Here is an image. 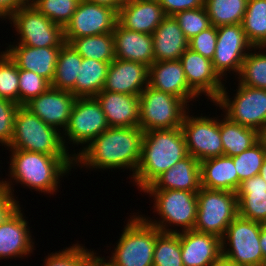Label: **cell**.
Wrapping results in <instances>:
<instances>
[{"instance_id":"obj_56","label":"cell","mask_w":266,"mask_h":266,"mask_svg":"<svg viewBox=\"0 0 266 266\" xmlns=\"http://www.w3.org/2000/svg\"><path fill=\"white\" fill-rule=\"evenodd\" d=\"M25 3H30L32 0H23Z\"/></svg>"},{"instance_id":"obj_40","label":"cell","mask_w":266,"mask_h":266,"mask_svg":"<svg viewBox=\"0 0 266 266\" xmlns=\"http://www.w3.org/2000/svg\"><path fill=\"white\" fill-rule=\"evenodd\" d=\"M0 98L19 104L18 67L4 51L0 53Z\"/></svg>"},{"instance_id":"obj_44","label":"cell","mask_w":266,"mask_h":266,"mask_svg":"<svg viewBox=\"0 0 266 266\" xmlns=\"http://www.w3.org/2000/svg\"><path fill=\"white\" fill-rule=\"evenodd\" d=\"M20 105L14 101L0 98V144L8 147L14 131V119Z\"/></svg>"},{"instance_id":"obj_17","label":"cell","mask_w":266,"mask_h":266,"mask_svg":"<svg viewBox=\"0 0 266 266\" xmlns=\"http://www.w3.org/2000/svg\"><path fill=\"white\" fill-rule=\"evenodd\" d=\"M75 100L76 97L70 91L50 86L44 93L28 102L25 107L49 126L57 130H61L62 127L64 131Z\"/></svg>"},{"instance_id":"obj_6","label":"cell","mask_w":266,"mask_h":266,"mask_svg":"<svg viewBox=\"0 0 266 266\" xmlns=\"http://www.w3.org/2000/svg\"><path fill=\"white\" fill-rule=\"evenodd\" d=\"M153 196L154 209L162 220H148L149 224L162 232L178 233L179 230L168 229L171 224L182 227V232L193 230L197 219V192L185 190H142ZM169 224V225H168ZM168 225V226H167Z\"/></svg>"},{"instance_id":"obj_45","label":"cell","mask_w":266,"mask_h":266,"mask_svg":"<svg viewBox=\"0 0 266 266\" xmlns=\"http://www.w3.org/2000/svg\"><path fill=\"white\" fill-rule=\"evenodd\" d=\"M217 43V27L211 26L189 40V48L212 60Z\"/></svg>"},{"instance_id":"obj_26","label":"cell","mask_w":266,"mask_h":266,"mask_svg":"<svg viewBox=\"0 0 266 266\" xmlns=\"http://www.w3.org/2000/svg\"><path fill=\"white\" fill-rule=\"evenodd\" d=\"M112 33L116 59L139 62L148 67L155 61L151 34L127 30L119 23Z\"/></svg>"},{"instance_id":"obj_47","label":"cell","mask_w":266,"mask_h":266,"mask_svg":"<svg viewBox=\"0 0 266 266\" xmlns=\"http://www.w3.org/2000/svg\"><path fill=\"white\" fill-rule=\"evenodd\" d=\"M14 198L7 190L0 191V223L17 205H20Z\"/></svg>"},{"instance_id":"obj_42","label":"cell","mask_w":266,"mask_h":266,"mask_svg":"<svg viewBox=\"0 0 266 266\" xmlns=\"http://www.w3.org/2000/svg\"><path fill=\"white\" fill-rule=\"evenodd\" d=\"M19 75V105L25 106L33 98L44 93L51 83L42 76L18 68Z\"/></svg>"},{"instance_id":"obj_34","label":"cell","mask_w":266,"mask_h":266,"mask_svg":"<svg viewBox=\"0 0 266 266\" xmlns=\"http://www.w3.org/2000/svg\"><path fill=\"white\" fill-rule=\"evenodd\" d=\"M70 44L82 58H91L102 62L115 59L113 33L74 38Z\"/></svg>"},{"instance_id":"obj_24","label":"cell","mask_w":266,"mask_h":266,"mask_svg":"<svg viewBox=\"0 0 266 266\" xmlns=\"http://www.w3.org/2000/svg\"><path fill=\"white\" fill-rule=\"evenodd\" d=\"M201 186L200 162L188 155L159 175L143 190H185L198 192Z\"/></svg>"},{"instance_id":"obj_51","label":"cell","mask_w":266,"mask_h":266,"mask_svg":"<svg viewBox=\"0 0 266 266\" xmlns=\"http://www.w3.org/2000/svg\"><path fill=\"white\" fill-rule=\"evenodd\" d=\"M260 247L264 257V266H266V224H262L260 233Z\"/></svg>"},{"instance_id":"obj_30","label":"cell","mask_w":266,"mask_h":266,"mask_svg":"<svg viewBox=\"0 0 266 266\" xmlns=\"http://www.w3.org/2000/svg\"><path fill=\"white\" fill-rule=\"evenodd\" d=\"M220 120V135L223 155L233 157L246 151L260 140V133L255 129L242 126L224 116Z\"/></svg>"},{"instance_id":"obj_37","label":"cell","mask_w":266,"mask_h":266,"mask_svg":"<svg viewBox=\"0 0 266 266\" xmlns=\"http://www.w3.org/2000/svg\"><path fill=\"white\" fill-rule=\"evenodd\" d=\"M232 158L238 174L239 189L241 182L259 175L261 166L266 158L265 146L263 142L259 140L252 147Z\"/></svg>"},{"instance_id":"obj_18","label":"cell","mask_w":266,"mask_h":266,"mask_svg":"<svg viewBox=\"0 0 266 266\" xmlns=\"http://www.w3.org/2000/svg\"><path fill=\"white\" fill-rule=\"evenodd\" d=\"M21 211L17 205L0 223V260L23 257L34 250L28 222Z\"/></svg>"},{"instance_id":"obj_46","label":"cell","mask_w":266,"mask_h":266,"mask_svg":"<svg viewBox=\"0 0 266 266\" xmlns=\"http://www.w3.org/2000/svg\"><path fill=\"white\" fill-rule=\"evenodd\" d=\"M166 16H174L176 13L201 8L205 0H158Z\"/></svg>"},{"instance_id":"obj_29","label":"cell","mask_w":266,"mask_h":266,"mask_svg":"<svg viewBox=\"0 0 266 266\" xmlns=\"http://www.w3.org/2000/svg\"><path fill=\"white\" fill-rule=\"evenodd\" d=\"M200 169L202 188L237 192L238 174L232 157L222 155L203 160Z\"/></svg>"},{"instance_id":"obj_27","label":"cell","mask_w":266,"mask_h":266,"mask_svg":"<svg viewBox=\"0 0 266 266\" xmlns=\"http://www.w3.org/2000/svg\"><path fill=\"white\" fill-rule=\"evenodd\" d=\"M155 61L180 60L189 48V40L183 34L173 16H166L152 34Z\"/></svg>"},{"instance_id":"obj_4","label":"cell","mask_w":266,"mask_h":266,"mask_svg":"<svg viewBox=\"0 0 266 266\" xmlns=\"http://www.w3.org/2000/svg\"><path fill=\"white\" fill-rule=\"evenodd\" d=\"M60 131L49 126L25 106H19L8 148L47 155H69Z\"/></svg>"},{"instance_id":"obj_13","label":"cell","mask_w":266,"mask_h":266,"mask_svg":"<svg viewBox=\"0 0 266 266\" xmlns=\"http://www.w3.org/2000/svg\"><path fill=\"white\" fill-rule=\"evenodd\" d=\"M252 48V49H251ZM251 49V50H249ZM257 50L246 37L242 24H230L217 27V43L212 64L222 79L226 72L240 74L244 58L249 51Z\"/></svg>"},{"instance_id":"obj_5","label":"cell","mask_w":266,"mask_h":266,"mask_svg":"<svg viewBox=\"0 0 266 266\" xmlns=\"http://www.w3.org/2000/svg\"><path fill=\"white\" fill-rule=\"evenodd\" d=\"M160 232L142 215L131 216L109 261L115 266H153L155 241Z\"/></svg>"},{"instance_id":"obj_41","label":"cell","mask_w":266,"mask_h":266,"mask_svg":"<svg viewBox=\"0 0 266 266\" xmlns=\"http://www.w3.org/2000/svg\"><path fill=\"white\" fill-rule=\"evenodd\" d=\"M173 17L188 40L212 26L205 6L178 12Z\"/></svg>"},{"instance_id":"obj_39","label":"cell","mask_w":266,"mask_h":266,"mask_svg":"<svg viewBox=\"0 0 266 266\" xmlns=\"http://www.w3.org/2000/svg\"><path fill=\"white\" fill-rule=\"evenodd\" d=\"M81 0H32L40 13L63 28L70 21Z\"/></svg>"},{"instance_id":"obj_22","label":"cell","mask_w":266,"mask_h":266,"mask_svg":"<svg viewBox=\"0 0 266 266\" xmlns=\"http://www.w3.org/2000/svg\"><path fill=\"white\" fill-rule=\"evenodd\" d=\"M165 17L158 0H128L118 12V23L127 30L152 35Z\"/></svg>"},{"instance_id":"obj_25","label":"cell","mask_w":266,"mask_h":266,"mask_svg":"<svg viewBox=\"0 0 266 266\" xmlns=\"http://www.w3.org/2000/svg\"><path fill=\"white\" fill-rule=\"evenodd\" d=\"M95 97L110 127H139V96L102 90Z\"/></svg>"},{"instance_id":"obj_2","label":"cell","mask_w":266,"mask_h":266,"mask_svg":"<svg viewBox=\"0 0 266 266\" xmlns=\"http://www.w3.org/2000/svg\"><path fill=\"white\" fill-rule=\"evenodd\" d=\"M188 156L181 127L144 132L141 157L133 177L134 183L145 189L159 175Z\"/></svg>"},{"instance_id":"obj_43","label":"cell","mask_w":266,"mask_h":266,"mask_svg":"<svg viewBox=\"0 0 266 266\" xmlns=\"http://www.w3.org/2000/svg\"><path fill=\"white\" fill-rule=\"evenodd\" d=\"M91 252L77 243L62 251L51 253L44 260V266H85Z\"/></svg>"},{"instance_id":"obj_14","label":"cell","mask_w":266,"mask_h":266,"mask_svg":"<svg viewBox=\"0 0 266 266\" xmlns=\"http://www.w3.org/2000/svg\"><path fill=\"white\" fill-rule=\"evenodd\" d=\"M110 126L96 97L76 98L67 127L62 131L72 144H89Z\"/></svg>"},{"instance_id":"obj_38","label":"cell","mask_w":266,"mask_h":266,"mask_svg":"<svg viewBox=\"0 0 266 266\" xmlns=\"http://www.w3.org/2000/svg\"><path fill=\"white\" fill-rule=\"evenodd\" d=\"M238 76L240 84L266 90V53L248 52Z\"/></svg>"},{"instance_id":"obj_11","label":"cell","mask_w":266,"mask_h":266,"mask_svg":"<svg viewBox=\"0 0 266 266\" xmlns=\"http://www.w3.org/2000/svg\"><path fill=\"white\" fill-rule=\"evenodd\" d=\"M8 20L20 35L17 45L32 47H61L64 43L63 27L53 23L32 4L19 7Z\"/></svg>"},{"instance_id":"obj_20","label":"cell","mask_w":266,"mask_h":266,"mask_svg":"<svg viewBox=\"0 0 266 266\" xmlns=\"http://www.w3.org/2000/svg\"><path fill=\"white\" fill-rule=\"evenodd\" d=\"M148 85L186 103L199 97L189 87L180 60L154 61L149 67Z\"/></svg>"},{"instance_id":"obj_33","label":"cell","mask_w":266,"mask_h":266,"mask_svg":"<svg viewBox=\"0 0 266 266\" xmlns=\"http://www.w3.org/2000/svg\"><path fill=\"white\" fill-rule=\"evenodd\" d=\"M242 28L247 39L259 51L266 48V0H248Z\"/></svg>"},{"instance_id":"obj_49","label":"cell","mask_w":266,"mask_h":266,"mask_svg":"<svg viewBox=\"0 0 266 266\" xmlns=\"http://www.w3.org/2000/svg\"><path fill=\"white\" fill-rule=\"evenodd\" d=\"M84 1L108 7L112 10H115L117 13L120 11V8L124 3L123 0H84Z\"/></svg>"},{"instance_id":"obj_9","label":"cell","mask_w":266,"mask_h":266,"mask_svg":"<svg viewBox=\"0 0 266 266\" xmlns=\"http://www.w3.org/2000/svg\"><path fill=\"white\" fill-rule=\"evenodd\" d=\"M261 227L262 223L238 215L221 238L222 256L238 266H264L260 247ZM225 242L229 243L228 250Z\"/></svg>"},{"instance_id":"obj_36","label":"cell","mask_w":266,"mask_h":266,"mask_svg":"<svg viewBox=\"0 0 266 266\" xmlns=\"http://www.w3.org/2000/svg\"><path fill=\"white\" fill-rule=\"evenodd\" d=\"M153 266H184L178 233L160 232L155 241Z\"/></svg>"},{"instance_id":"obj_55","label":"cell","mask_w":266,"mask_h":266,"mask_svg":"<svg viewBox=\"0 0 266 266\" xmlns=\"http://www.w3.org/2000/svg\"><path fill=\"white\" fill-rule=\"evenodd\" d=\"M260 140L263 142L266 150V128L260 132Z\"/></svg>"},{"instance_id":"obj_21","label":"cell","mask_w":266,"mask_h":266,"mask_svg":"<svg viewBox=\"0 0 266 266\" xmlns=\"http://www.w3.org/2000/svg\"><path fill=\"white\" fill-rule=\"evenodd\" d=\"M178 234L184 266H210L222 256L220 237L194 230Z\"/></svg>"},{"instance_id":"obj_54","label":"cell","mask_w":266,"mask_h":266,"mask_svg":"<svg viewBox=\"0 0 266 266\" xmlns=\"http://www.w3.org/2000/svg\"><path fill=\"white\" fill-rule=\"evenodd\" d=\"M259 175L263 178V180L266 181V158H265V160L263 162V165L261 166Z\"/></svg>"},{"instance_id":"obj_10","label":"cell","mask_w":266,"mask_h":266,"mask_svg":"<svg viewBox=\"0 0 266 266\" xmlns=\"http://www.w3.org/2000/svg\"><path fill=\"white\" fill-rule=\"evenodd\" d=\"M238 84L234 100L223 87L213 103L225 110L229 120L260 133L266 128V90Z\"/></svg>"},{"instance_id":"obj_52","label":"cell","mask_w":266,"mask_h":266,"mask_svg":"<svg viewBox=\"0 0 266 266\" xmlns=\"http://www.w3.org/2000/svg\"><path fill=\"white\" fill-rule=\"evenodd\" d=\"M210 266H238L235 263L221 256L218 260L212 263Z\"/></svg>"},{"instance_id":"obj_48","label":"cell","mask_w":266,"mask_h":266,"mask_svg":"<svg viewBox=\"0 0 266 266\" xmlns=\"http://www.w3.org/2000/svg\"><path fill=\"white\" fill-rule=\"evenodd\" d=\"M23 4V0H0V18L8 19Z\"/></svg>"},{"instance_id":"obj_50","label":"cell","mask_w":266,"mask_h":266,"mask_svg":"<svg viewBox=\"0 0 266 266\" xmlns=\"http://www.w3.org/2000/svg\"><path fill=\"white\" fill-rule=\"evenodd\" d=\"M96 252L93 251L89 254V257L86 261V266H115L109 260L106 262L105 258L96 256Z\"/></svg>"},{"instance_id":"obj_23","label":"cell","mask_w":266,"mask_h":266,"mask_svg":"<svg viewBox=\"0 0 266 266\" xmlns=\"http://www.w3.org/2000/svg\"><path fill=\"white\" fill-rule=\"evenodd\" d=\"M61 47L9 45L5 52L19 69L32 71L50 83L53 81Z\"/></svg>"},{"instance_id":"obj_35","label":"cell","mask_w":266,"mask_h":266,"mask_svg":"<svg viewBox=\"0 0 266 266\" xmlns=\"http://www.w3.org/2000/svg\"><path fill=\"white\" fill-rule=\"evenodd\" d=\"M248 0H205V8L212 26L241 24Z\"/></svg>"},{"instance_id":"obj_12","label":"cell","mask_w":266,"mask_h":266,"mask_svg":"<svg viewBox=\"0 0 266 266\" xmlns=\"http://www.w3.org/2000/svg\"><path fill=\"white\" fill-rule=\"evenodd\" d=\"M188 155L199 162L223 155L220 119L207 116L193 117L186 113L181 125Z\"/></svg>"},{"instance_id":"obj_1","label":"cell","mask_w":266,"mask_h":266,"mask_svg":"<svg viewBox=\"0 0 266 266\" xmlns=\"http://www.w3.org/2000/svg\"><path fill=\"white\" fill-rule=\"evenodd\" d=\"M143 137L140 127H109L79 153H74L75 165L103 170L129 168L133 178L141 157Z\"/></svg>"},{"instance_id":"obj_8","label":"cell","mask_w":266,"mask_h":266,"mask_svg":"<svg viewBox=\"0 0 266 266\" xmlns=\"http://www.w3.org/2000/svg\"><path fill=\"white\" fill-rule=\"evenodd\" d=\"M197 200V219L193 230L222 238L238 216L236 192L201 188L197 192Z\"/></svg>"},{"instance_id":"obj_16","label":"cell","mask_w":266,"mask_h":266,"mask_svg":"<svg viewBox=\"0 0 266 266\" xmlns=\"http://www.w3.org/2000/svg\"><path fill=\"white\" fill-rule=\"evenodd\" d=\"M180 62L189 87L197 95L200 96L203 93L208 96L211 102H214L222 91L224 84L215 72L212 60L187 48L180 57Z\"/></svg>"},{"instance_id":"obj_28","label":"cell","mask_w":266,"mask_h":266,"mask_svg":"<svg viewBox=\"0 0 266 266\" xmlns=\"http://www.w3.org/2000/svg\"><path fill=\"white\" fill-rule=\"evenodd\" d=\"M238 215L242 218L266 223V181L260 175L241 182L236 192Z\"/></svg>"},{"instance_id":"obj_31","label":"cell","mask_w":266,"mask_h":266,"mask_svg":"<svg viewBox=\"0 0 266 266\" xmlns=\"http://www.w3.org/2000/svg\"><path fill=\"white\" fill-rule=\"evenodd\" d=\"M110 63L82 58L75 82V97H95L100 93L104 88Z\"/></svg>"},{"instance_id":"obj_32","label":"cell","mask_w":266,"mask_h":266,"mask_svg":"<svg viewBox=\"0 0 266 266\" xmlns=\"http://www.w3.org/2000/svg\"><path fill=\"white\" fill-rule=\"evenodd\" d=\"M81 64L82 57L70 43L65 42L60 48L51 86L59 90L70 91L75 96V82Z\"/></svg>"},{"instance_id":"obj_3","label":"cell","mask_w":266,"mask_h":266,"mask_svg":"<svg viewBox=\"0 0 266 266\" xmlns=\"http://www.w3.org/2000/svg\"><path fill=\"white\" fill-rule=\"evenodd\" d=\"M10 151V178L41 193L57 192L60 176L69 173L75 164L72 154L47 155L19 149Z\"/></svg>"},{"instance_id":"obj_7","label":"cell","mask_w":266,"mask_h":266,"mask_svg":"<svg viewBox=\"0 0 266 266\" xmlns=\"http://www.w3.org/2000/svg\"><path fill=\"white\" fill-rule=\"evenodd\" d=\"M139 98V127L144 132L181 127L189 105L184 100L149 85Z\"/></svg>"},{"instance_id":"obj_19","label":"cell","mask_w":266,"mask_h":266,"mask_svg":"<svg viewBox=\"0 0 266 266\" xmlns=\"http://www.w3.org/2000/svg\"><path fill=\"white\" fill-rule=\"evenodd\" d=\"M148 75L145 64L115 58L109 64L103 90L139 96L148 86Z\"/></svg>"},{"instance_id":"obj_15","label":"cell","mask_w":266,"mask_h":266,"mask_svg":"<svg viewBox=\"0 0 266 266\" xmlns=\"http://www.w3.org/2000/svg\"><path fill=\"white\" fill-rule=\"evenodd\" d=\"M118 23V13L105 6L81 0L70 21L63 28L64 40L96 36L113 32Z\"/></svg>"},{"instance_id":"obj_53","label":"cell","mask_w":266,"mask_h":266,"mask_svg":"<svg viewBox=\"0 0 266 266\" xmlns=\"http://www.w3.org/2000/svg\"><path fill=\"white\" fill-rule=\"evenodd\" d=\"M10 183H12L11 181L10 182H8V181H0V191L1 190H7L12 196L14 195L13 193H12V187H11V185H13V184H10Z\"/></svg>"}]
</instances>
